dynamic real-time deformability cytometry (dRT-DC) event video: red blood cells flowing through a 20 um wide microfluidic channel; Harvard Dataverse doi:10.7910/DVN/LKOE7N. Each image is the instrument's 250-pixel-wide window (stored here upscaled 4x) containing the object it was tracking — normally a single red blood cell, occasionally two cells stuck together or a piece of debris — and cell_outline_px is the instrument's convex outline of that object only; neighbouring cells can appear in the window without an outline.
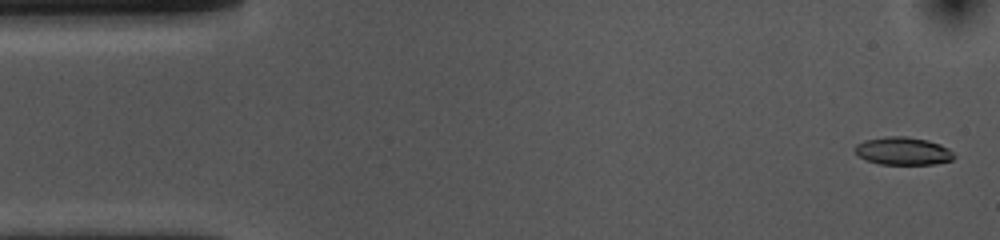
{"species": "common noctule bat (a hibernating species)", "species_latin": "Nyctalus noctula", "temperature_condition": "cold", "stored_images_in_passage": 51, "camera_frame_rate_fps": 3000, "um_per_image_px": 0.085, "animal": {"sex": "female", "body_mass_g": 10.0, "forearm_length_mm": 53.1}, "frame": {"image": 1, "passage_image": 2, "time_ms": 0.333, "image_size_px": [1000, 240], "cell_outline_px": [[956, 156], [952, 160], [936, 164], [880, 164], [864, 160], [856, 152], [856, 144], [864, 140], [888, 136], [904, 136], [928, 140], [940, 144], [948, 148]], "centroid_in_image_um": [76.77, 12.84], "position_along_channel_um": 8.2, "area_um2": 16.07}}
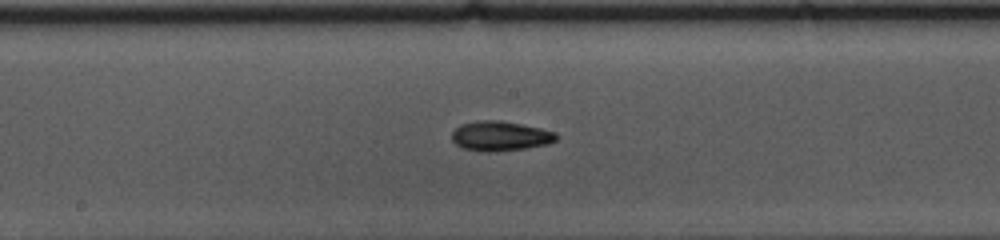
{"frame": {"image": 2, "passage_image": 27, "time_ms": 8.667, "image_size_px": [1000, 240], "cell_outline_px": [[556, 140], [548, 144], [524, 148], [496, 152], [488, 152], [464, 148], [456, 144], [452, 140], [452, 132], [460, 124], [480, 120], [500, 120], [540, 128], [556, 132]], "centroid_in_image_um": [42.51, 11.56], "position_along_channel_um": 205.7, "area_um2": 17.98}}
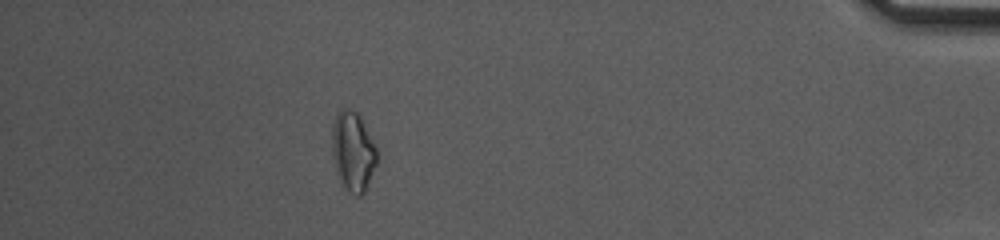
{"frame": {"image": 3, "passage_image": 48, "time_ms": 15.667, "image_size_px": [1000, 240], "cell_outline_px": [[376, 164], [364, 192], [360, 196], [356, 196], [340, 180], [336, 172], [332, 156], [332, 124], [336, 116], [344, 108], [348, 108], [356, 112], [360, 116], [376, 148]], "centroid_in_image_um": [29.98, 12.85], "position_along_channel_um": 405.2, "area_um2": 20.29}, "authors_computed_cell_mechanics": {"area_um2": 16.9354, "velocity_mm_per_s": 3.6534, "shape_relaxation_time_tau1_ms": 5.8956, "shape_relaxation_time_tau2_ms": 5.3883, "deformation_change_tau1": 0.1371, "deformation_change_tau2": 0.1253}}